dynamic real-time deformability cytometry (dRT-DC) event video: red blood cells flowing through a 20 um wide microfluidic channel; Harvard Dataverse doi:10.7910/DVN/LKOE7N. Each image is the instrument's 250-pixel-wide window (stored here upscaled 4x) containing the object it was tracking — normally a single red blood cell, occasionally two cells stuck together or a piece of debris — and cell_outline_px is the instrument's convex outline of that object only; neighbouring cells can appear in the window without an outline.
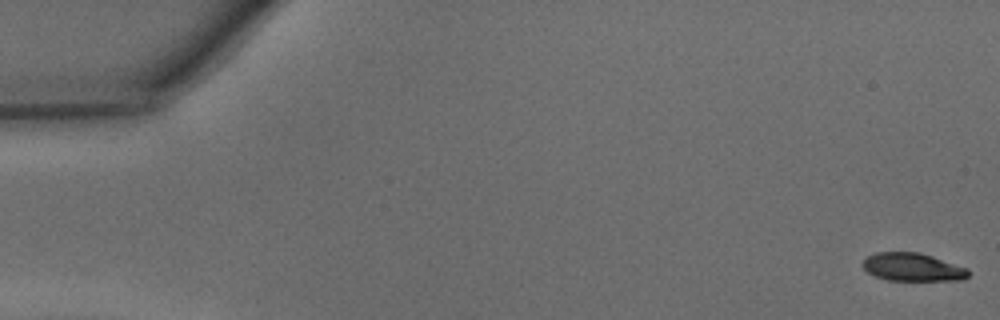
{"species": "common noctule bat (a hibernating species)", "species_latin": "Nyctalus noctula", "temperature_condition": "warm", "stored_images_in_passage": 47, "camera_frame_rate_fps": 3000, "um_per_image_px": 0.085, "animal": {"sex": "male", "body_mass_g": 15.6}, "frame": {"image": 1, "passage_image": 1, "time_ms": 0.0, "image_size_px": [1000, 320], "cell_outline_px": [[968, 276], [964, 280], [888, 280], [876, 276], [868, 272], [860, 264], [864, 256], [876, 252], [920, 252], [968, 268]], "centroid_in_image_um": [77.53, 22.69], "position_along_channel_um": 7.5, "area_um2": 17.4}}
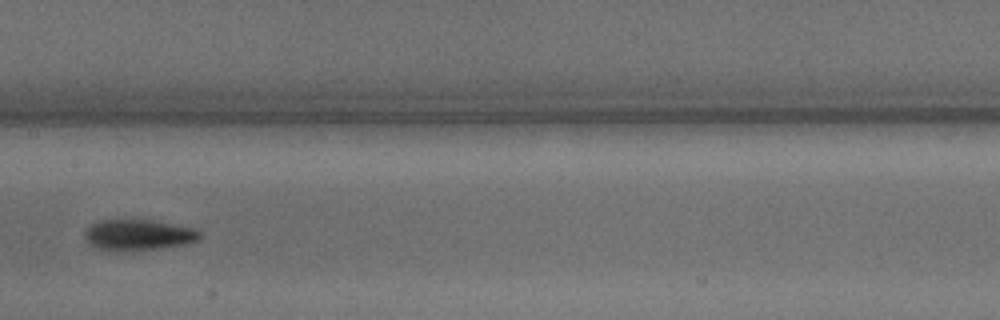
{"frame": {"image": 2, "passage_image": 24, "time_ms": 7.667, "image_size_px": [1000, 320], "cell_outline_px": [[200, 236], [196, 240], [184, 244], [128, 252], [108, 252], [96, 248], [88, 244], [84, 236], [84, 232], [92, 224], [100, 220], [152, 220], [192, 228], [200, 232]], "centroid_in_image_um": [11.66, 19.99], "position_along_channel_um": 195.7, "area_um2": 20.75}}
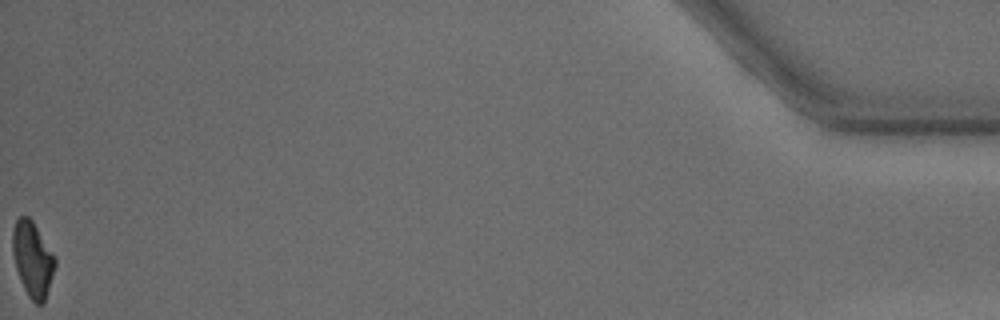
{"frame": {"image": 3, "passage_image": 47, "time_ms": 15.333, "image_size_px": [1000, 320], "cell_outline_px": [[56, 264], [44, 304], [36, 304], [28, 296], [20, 280], [16, 268], [12, 252], [12, 228], [16, 220], [20, 216], [28, 216], [32, 220], [52, 252], [56, 260]], "centroid_in_image_um": [2.76, 22.04], "position_along_channel_um": 432.4, "area_um2": 18.55}, "authors_computed_cell_mechanics": {"area_um2": 19.5942, "velocity_mm_per_s": 4.3755, "shape_relaxation_time_tau1_ms": 2.3073, "shape_relaxation_time_tau2_ms": 6.8316, "deformation_change_tau1": 0.1498, "deformation_change_tau2": 0.1358}}